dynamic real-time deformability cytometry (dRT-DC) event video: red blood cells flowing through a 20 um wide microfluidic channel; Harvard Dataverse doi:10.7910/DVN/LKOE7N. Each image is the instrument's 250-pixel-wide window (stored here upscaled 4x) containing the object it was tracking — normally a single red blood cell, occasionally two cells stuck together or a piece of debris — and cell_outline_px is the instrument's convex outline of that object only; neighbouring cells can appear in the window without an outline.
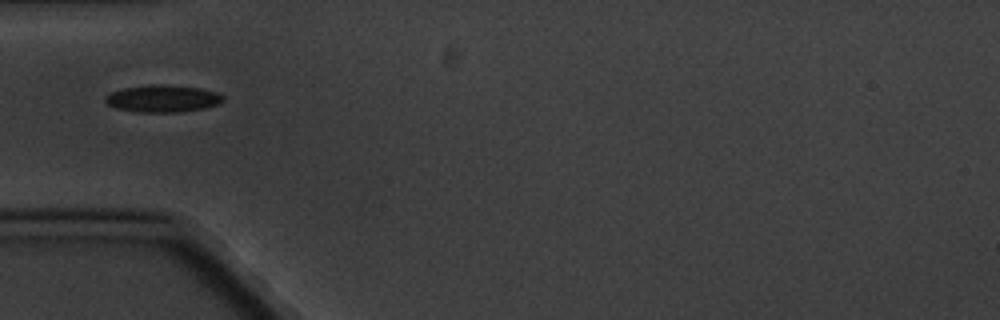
{"species": "common noctule bat (a hibernating species)", "species_latin": "Nyctalus noctula", "temperature_condition": "cold", "stored_images_in_passage": 11, "camera_frame_rate_fps": 3000, "um_per_image_px": 0.085, "animal": {"sex": "male", "body_mass_g": 20.1, "forearm_length_mm": 53.5}, "frame": {"image": 1, "passage_image": 5, "time_ms": 5.333, "image_size_px": [1000, 320], "cell_outline_px": [[224, 100], [220, 104], [204, 108], [180, 112], [136, 112], [116, 108], [108, 104], [104, 100], [104, 96], [112, 92], [124, 88], [148, 84], [160, 84], [200, 88], [216, 92], [224, 96]], "centroid_in_image_um": [13.83, 8.38], "position_along_channel_um": 71.2, "area_um2": 18.73}}